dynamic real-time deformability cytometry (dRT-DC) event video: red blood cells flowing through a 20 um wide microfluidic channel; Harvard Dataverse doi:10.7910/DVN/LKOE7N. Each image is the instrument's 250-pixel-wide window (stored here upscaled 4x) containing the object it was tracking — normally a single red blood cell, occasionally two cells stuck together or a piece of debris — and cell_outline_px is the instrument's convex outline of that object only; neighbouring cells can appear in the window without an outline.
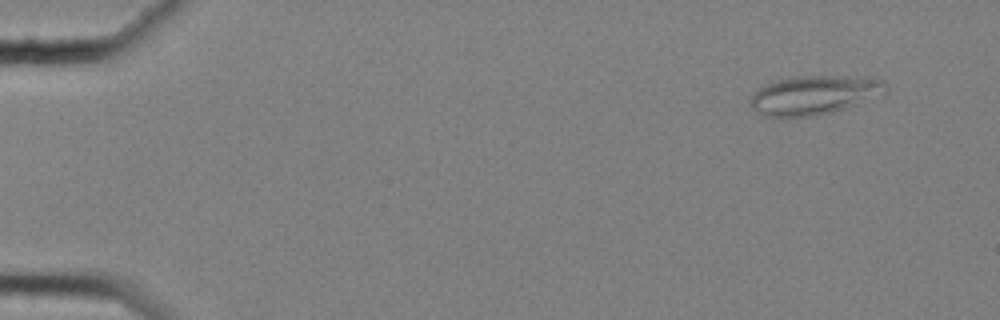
{"species": "common noctule bat (a hibernating species)", "species_latin": "Nyctalus noctula", "temperature_condition": "cold", "stored_images_in_passage": 54, "camera_frame_rate_fps": 3000, "um_per_image_px": 0.085, "animal": {"sex": "female", "body_mass_g": 25.1}, "frame": {"image": 1, "passage_image": 1, "time_ms": 0.0, "image_size_px": [1000, 320], "cell_outline_px": [[888, 92], [856, 104], [832, 112], [812, 116], [764, 116], [752, 108], [748, 104], [748, 100], [752, 92], [772, 80], [796, 76], [876, 76], [884, 80], [888, 88]], "centroid_in_image_um": [69.21, 8.04], "position_along_channel_um": 15.8, "area_um2": 31.27}}
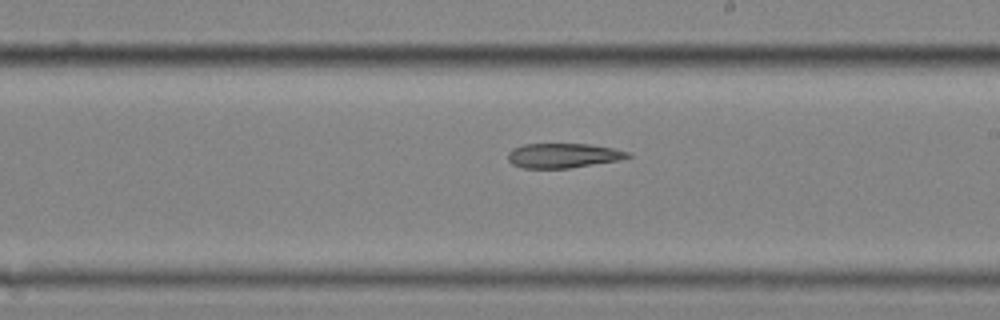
{"frame": {"image": 2, "passage_image": 31, "time_ms": 10.0, "image_size_px": [1000, 320], "cell_outline_px": [[632, 156], [616, 160], [568, 168], [524, 168], [512, 164], [508, 160], [508, 152], [512, 148], [524, 144], [588, 144], [612, 148], [628, 152]], "centroid_in_image_um": [47.8, 13.21], "position_along_channel_um": 241.2, "area_um2": 16.94}}
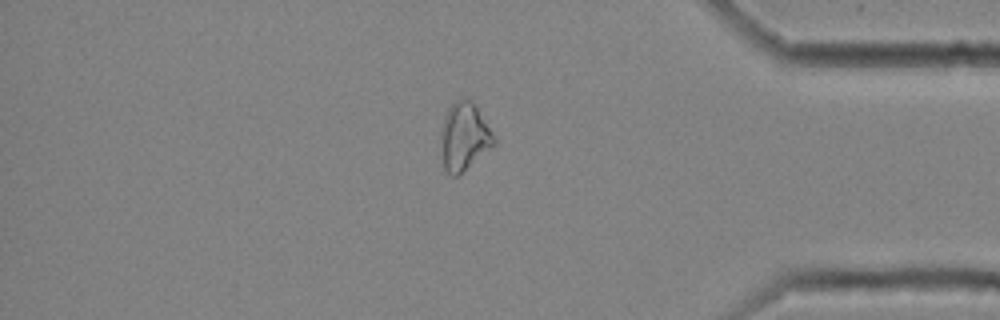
{"frame": {"image": 3, "passage_image": 46, "time_ms": 15.0, "image_size_px": [1000, 320], "cell_outline_px": [[496, 144], [456, 176], [452, 176], [444, 168], [440, 152], [440, 136], [444, 116], [448, 108], [456, 100], [472, 100], [496, 140]], "centroid_in_image_um": [39.41, 11.63], "position_along_channel_um": 395.8, "area_um2": 20.63}}